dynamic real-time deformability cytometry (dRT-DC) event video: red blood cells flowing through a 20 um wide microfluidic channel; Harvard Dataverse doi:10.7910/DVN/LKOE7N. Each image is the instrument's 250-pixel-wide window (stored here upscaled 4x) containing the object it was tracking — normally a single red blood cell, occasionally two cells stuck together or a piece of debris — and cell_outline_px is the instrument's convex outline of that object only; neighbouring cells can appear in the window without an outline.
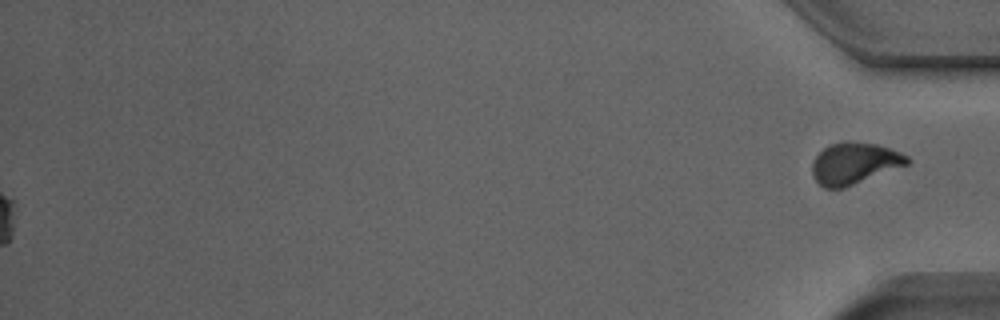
{"species": "Egyptian fruit bat (a non-hibernating species)", "species_latin": "Rousettus aegyptiacus", "temperature_condition": "room temperature", "stored_images_in_passage": 38, "segment_of_instrument_passage": [2, 2], "camera_frame_rate_fps": 3000, "um_per_image_px": 0.085, "animal": {"sex": "male"}, "frame": {"image": 1, "passage_image": 38, "time_ms": 12.333, "image_size_px": [1000, 320], "cell_outline_px": [[912, 160], [908, 164], [844, 188], [824, 188], [812, 176], [812, 164], [816, 156], [828, 144], [844, 140], [852, 140], [876, 144], [888, 148], [908, 156]], "centroid_in_image_um": [72.6, 13.86], "position_along_channel_um": 362.6, "area_um2": 23.06}}